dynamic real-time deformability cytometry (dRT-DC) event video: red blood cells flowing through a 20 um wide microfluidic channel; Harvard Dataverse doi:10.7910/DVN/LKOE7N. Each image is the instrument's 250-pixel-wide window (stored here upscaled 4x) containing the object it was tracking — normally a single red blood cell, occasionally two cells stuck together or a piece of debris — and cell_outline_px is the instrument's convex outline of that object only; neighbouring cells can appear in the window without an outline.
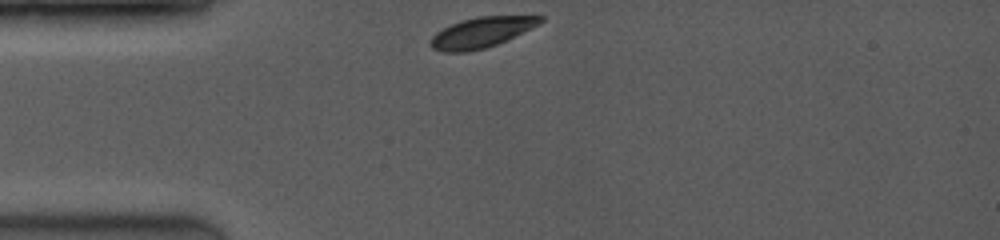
{"species": "common noctule bat (a hibernating species)", "species_latin": "Nyctalus noctula", "temperature_condition": "room temperature", "stored_images_in_passage": 18, "camera_frame_rate_fps": 3500, "um_per_image_px": 0.085, "animal": {"sex": "female", "body_mass_g": 19.0, "forearm_length_mm": 53.3}, "frame": {"image": 1, "passage_image": 1, "time_ms": 0.0, "image_size_px": [1000, 240], "cell_outline_px": [[544, 20], [496, 44], [484, 48], [464, 52], [444, 52], [432, 48], [428, 44], [432, 36], [436, 32], [460, 20], [476, 16], [544, 16]], "centroid_in_image_um": [40.82, 2.75], "position_along_channel_um": 44.2, "area_um2": 18.9}}
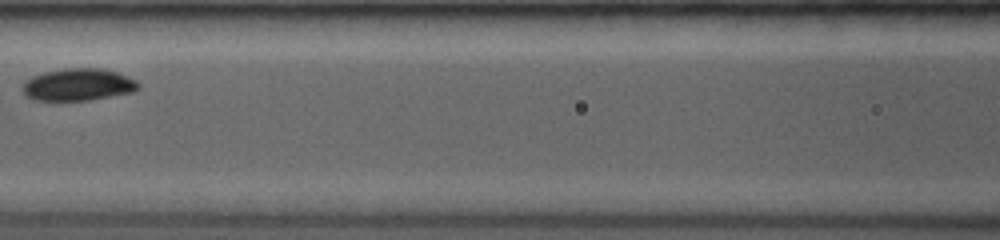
{"frame": {"image": 2, "passage_image": 11, "time_ms": 3.429, "image_size_px": [1000, 240], "cell_outline_px": [[140, 88], [132, 92], [88, 100], [32, 100], [24, 96], [24, 84], [32, 76], [44, 72], [64, 68], [100, 68], [116, 72], [136, 80], [140, 84]], "centroid_in_image_um": [6.65, 7.19], "position_along_channel_um": 160.0, "area_um2": 21.56}}
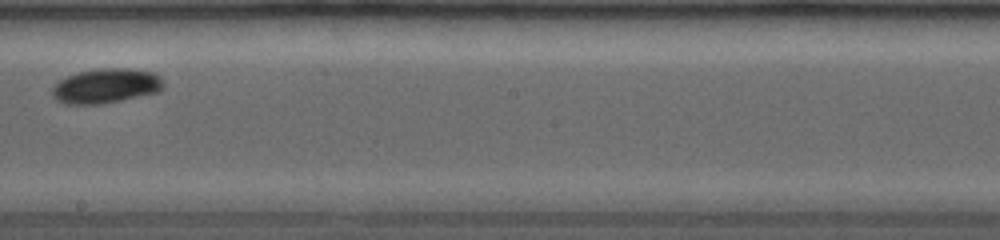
{"frame": {"image": 3, "passage_image": 16, "time_ms": 5.429, "image_size_px": [1000, 240], "cell_outline_px": [[164, 88], [156, 92], [104, 104], [64, 104], [56, 100], [52, 96], [52, 88], [60, 80], [68, 76], [80, 72], [100, 68], [128, 68], [156, 72], [160, 76], [164, 84]], "centroid_in_image_um": [9.02, 7.3], "position_along_channel_um": 239.2, "area_um2": 22.54}}